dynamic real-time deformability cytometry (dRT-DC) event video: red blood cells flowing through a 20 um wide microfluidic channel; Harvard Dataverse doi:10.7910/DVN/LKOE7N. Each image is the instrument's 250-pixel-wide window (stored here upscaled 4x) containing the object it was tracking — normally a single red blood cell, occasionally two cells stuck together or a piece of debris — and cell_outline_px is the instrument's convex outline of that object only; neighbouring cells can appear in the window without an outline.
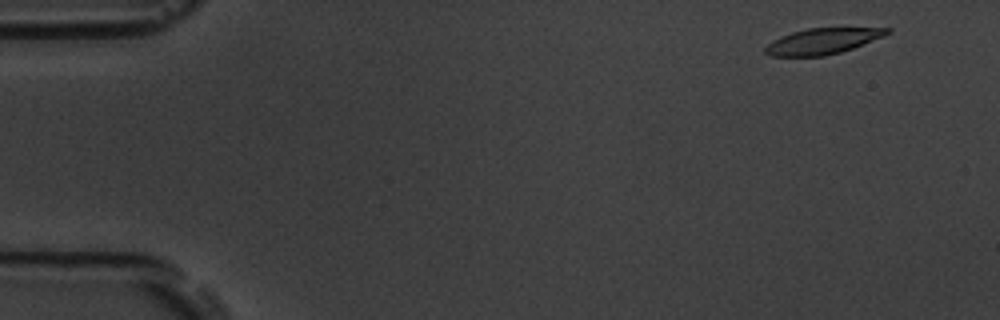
{"species": "common noctule bat (a hibernating species)", "species_latin": "Nyctalus noctula", "temperature_condition": "room temperature", "stored_images_in_passage": 12, "camera_frame_rate_fps": 3000, "um_per_image_px": 0.085, "animal": {"sex": "male", "body_mass_g": 19.5, "forearm_length_mm": 54.6}, "frame": {"image": 1, "passage_image": 3, "time_ms": 0.667, "image_size_px": [1000, 320], "cell_outline_px": [[892, 32], [884, 36], [852, 48], [840, 52], [824, 56], [772, 56], [764, 52], [764, 48], [772, 40], [780, 36], [792, 32], [808, 28], [892, 28]], "centroid_in_image_um": [69.9, 3.5], "position_along_channel_um": 15.1, "area_um2": 18.26}}